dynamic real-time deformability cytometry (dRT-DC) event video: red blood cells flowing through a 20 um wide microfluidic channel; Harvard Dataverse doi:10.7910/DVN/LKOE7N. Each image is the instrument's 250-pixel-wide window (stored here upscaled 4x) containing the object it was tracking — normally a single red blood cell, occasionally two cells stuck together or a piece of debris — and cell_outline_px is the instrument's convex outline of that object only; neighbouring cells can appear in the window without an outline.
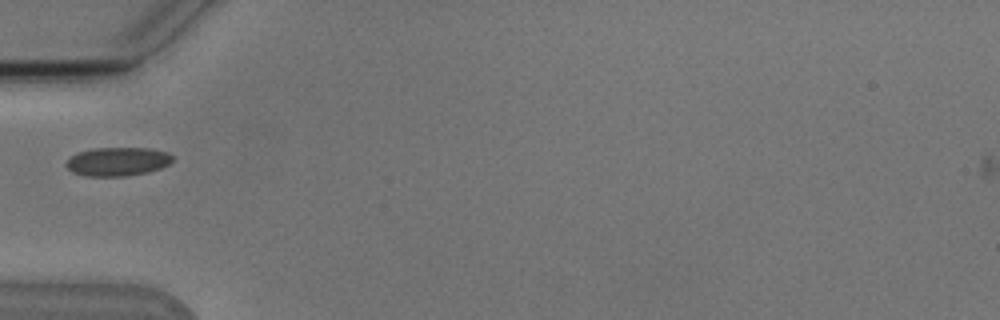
{"species": "Egyptian fruit bat (a non-hibernating species)", "species_latin": "Rousettus aegyptiacus", "temperature_condition": "cold", "stored_images_in_passage": 5, "camera_frame_rate_fps": 3000, "um_per_image_px": 0.085, "animal": {"sex": "male"}, "frame": {"image": 1, "passage_image": 1, "time_ms": 0.0, "image_size_px": [1000, 320], "cell_outline_px": [[172, 160], [168, 164], [160, 168], [148, 172], [124, 176], [88, 176], [72, 172], [64, 164], [72, 156], [80, 152], [92, 148], [148, 148], [168, 152], [172, 156]], "centroid_in_image_um": [9.99, 13.73], "position_along_channel_um": 75.0, "area_um2": 17.63}}
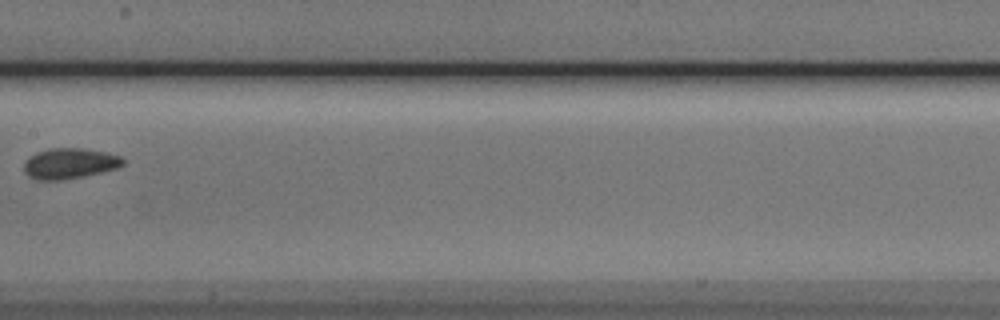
{"frame": {"image": 2, "passage_image": 4, "time_ms": 3.333, "image_size_px": [1000, 320], "cell_outline_px": [[124, 164], [116, 168], [84, 176], [60, 180], [36, 180], [28, 176], [24, 172], [24, 164], [28, 156], [36, 152], [48, 148], [84, 148], [104, 152], [120, 156], [124, 160]], "centroid_in_image_um": [5.87, 13.89], "position_along_channel_um": 201.5, "area_um2": 17.69}}
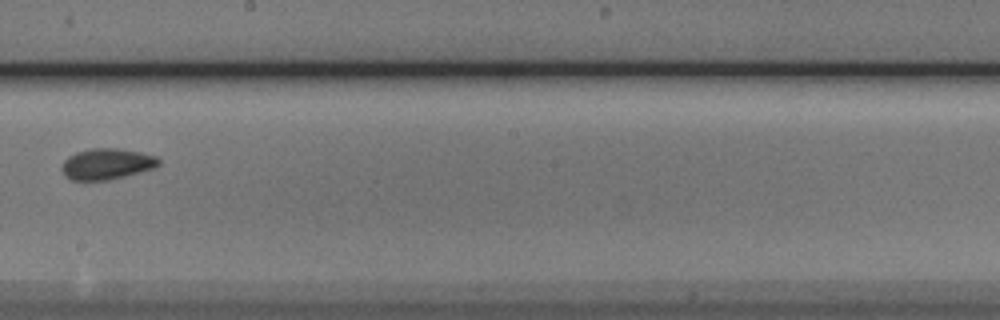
{"frame": {"image": 3, "passage_image": 5, "time_ms": 4.333, "image_size_px": [1000, 320], "cell_outline_px": [[160, 164], [156, 168], [108, 180], [72, 180], [64, 176], [60, 168], [64, 160], [68, 156], [76, 152], [92, 148], [116, 148], [140, 152], [156, 156], [160, 160]], "centroid_in_image_um": [9.06, 13.93], "position_along_channel_um": 239.1, "area_um2": 17.63}}